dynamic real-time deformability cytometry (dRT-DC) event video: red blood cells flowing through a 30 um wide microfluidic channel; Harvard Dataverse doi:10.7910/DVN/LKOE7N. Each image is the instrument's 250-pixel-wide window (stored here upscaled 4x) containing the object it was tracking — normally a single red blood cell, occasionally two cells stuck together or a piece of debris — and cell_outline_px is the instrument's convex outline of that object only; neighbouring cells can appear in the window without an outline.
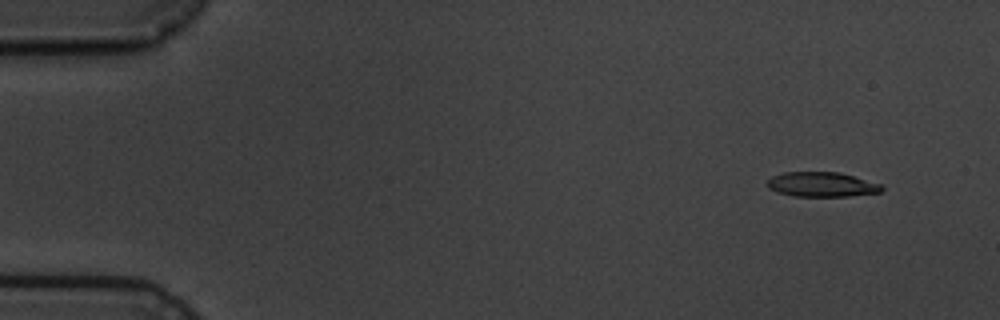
{"species": "common noctule bat (a hibernating species)", "species_latin": "Nyctalus noctula", "temperature_condition": "cold", "stored_images_in_passage": 10, "camera_frame_rate_fps": 3000, "um_per_image_px": 0.085, "animal": {"sex": "male", "body_mass_g": 19.5, "forearm_length_mm": 54.6}, "frame": {"image": 1, "passage_image": 2, "time_ms": 1.0, "image_size_px": [1000, 320], "cell_outline_px": [[884, 188], [880, 192], [848, 196], [792, 196], [776, 192], [768, 188], [768, 180], [772, 176], [784, 172], [840, 172], [880, 184]], "centroid_in_image_um": [69.82, 15.68], "position_along_channel_um": 15.2, "area_um2": 16.42}}
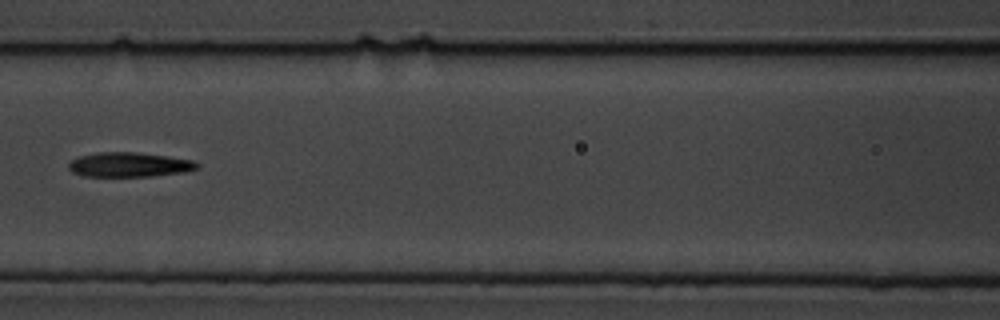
{"frame": {"image": 2, "passage_image": 8, "time_ms": 8.0, "image_size_px": [1000, 320], "cell_outline_px": [[200, 168], [188, 172], [152, 176], [84, 176], [72, 172], [68, 168], [68, 164], [72, 160], [80, 156], [96, 152], [136, 152], [168, 156], [196, 160], [200, 164]], "centroid_in_image_um": [11.06, 13.99], "position_along_channel_um": 155.5, "area_um2": 18.67}}
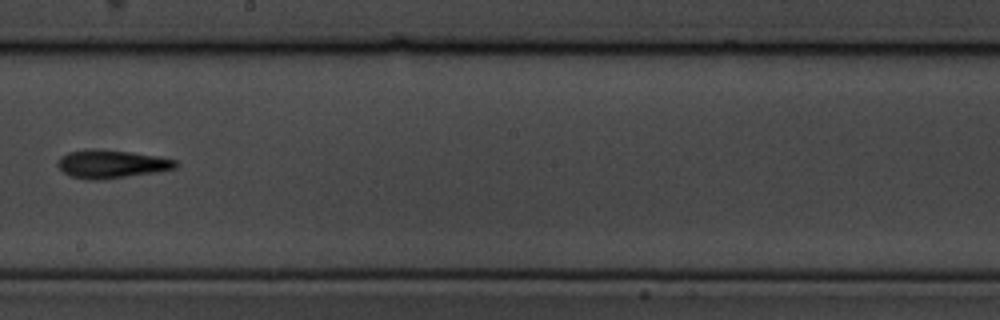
{"frame": {"image": 3, "passage_image": 10, "time_ms": 10.333, "image_size_px": [1000, 320], "cell_outline_px": [[176, 168], [156, 172], [104, 180], [88, 180], [72, 176], [64, 172], [56, 164], [60, 156], [68, 152], [132, 152], [156, 156], [176, 160]], "centroid_in_image_um": [9.5, 14.0], "position_along_channel_um": 238.7, "area_um2": 18.5}}